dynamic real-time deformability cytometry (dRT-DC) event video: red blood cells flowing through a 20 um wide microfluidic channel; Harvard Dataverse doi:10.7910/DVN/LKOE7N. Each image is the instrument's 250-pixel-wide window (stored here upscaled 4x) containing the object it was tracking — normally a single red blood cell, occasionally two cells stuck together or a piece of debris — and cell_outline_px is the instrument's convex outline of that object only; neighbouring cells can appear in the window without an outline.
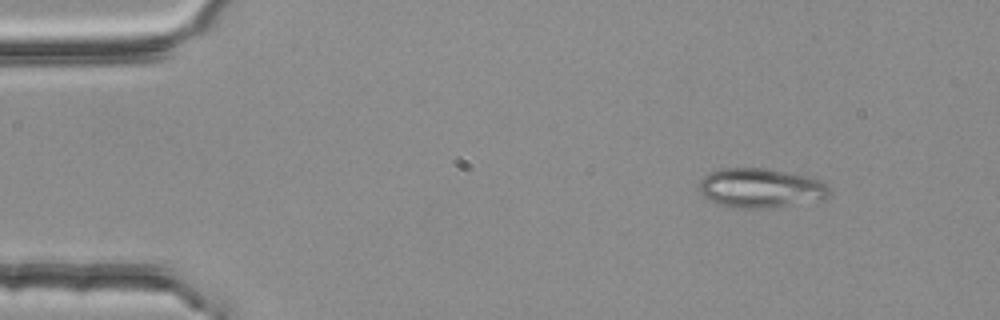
{"species": "common noctule bat (a hibernating species)", "species_latin": "Nyctalus noctula", "temperature_condition": "room temperature", "stored_images_in_passage": 6, "camera_frame_rate_fps": 3000, "um_per_image_px": 0.085, "animal": {"sex": "female", "body_mass_g": 25.1}, "frame": {"image": 1, "passage_image": 1, "time_ms": 0.0, "image_size_px": [1000, 320], "cell_outline_px": [[832, 192], [824, 200], [776, 208], [732, 208], [720, 204], [704, 196], [700, 192], [700, 180], [708, 172], [720, 168], [764, 168], [824, 180], [828, 184]], "centroid_in_image_um": [64.72, 16.0], "position_along_channel_um": 20.3, "area_um2": 30.35}}
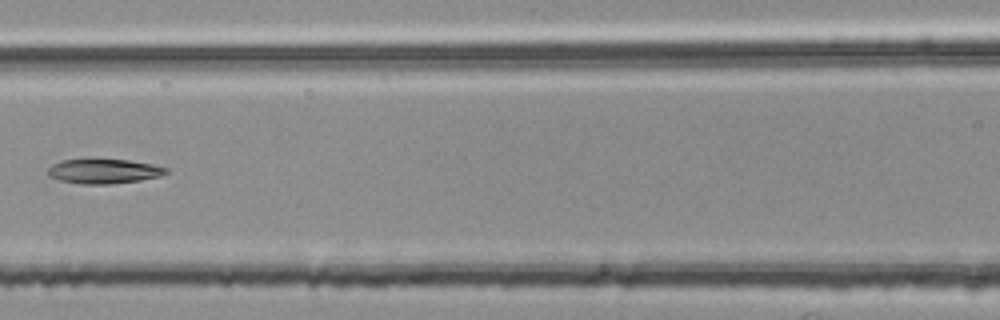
{"frame": {"image": 2, "passage_image": 6, "time_ms": 1.667, "image_size_px": [1000, 320], "cell_outline_px": [[168, 172], [160, 176], [140, 180], [108, 184], [80, 184], [60, 180], [48, 176], [48, 168], [52, 164], [60, 160], [84, 156], [128, 160], [152, 164], [168, 168]], "centroid_in_image_um": [8.75, 14.5], "position_along_channel_um": 157.8, "area_um2": 17.74}}